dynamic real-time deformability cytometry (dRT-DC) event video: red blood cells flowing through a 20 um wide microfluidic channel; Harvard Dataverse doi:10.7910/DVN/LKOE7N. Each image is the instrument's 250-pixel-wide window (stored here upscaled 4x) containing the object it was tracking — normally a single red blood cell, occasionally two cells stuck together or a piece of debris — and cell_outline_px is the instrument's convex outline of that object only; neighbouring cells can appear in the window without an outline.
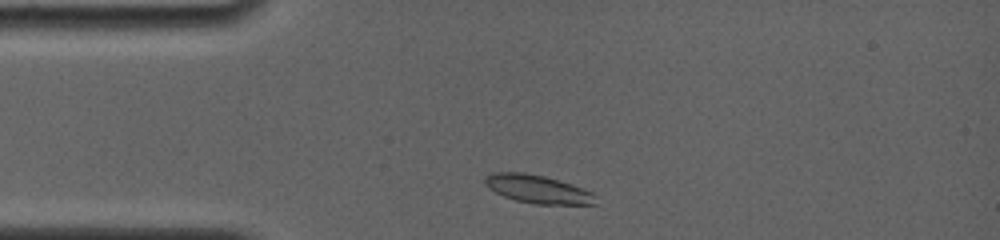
{"species": "common noctule bat (a hibernating species)", "species_latin": "Nyctalus noctula", "temperature_condition": "room temperature", "stored_images_in_passage": 2, "camera_frame_rate_fps": 4000, "um_per_image_px": 0.085, "animal": {"sex": "female", "body_mass_g": 19.0, "forearm_length_mm": 56.7}, "frame": {"image": 1, "passage_image": 1, "time_ms": 0.0, "image_size_px": [1000, 240], "cell_outline_px": [[596, 204], [536, 204], [516, 200], [504, 196], [488, 188], [484, 184], [484, 180], [492, 172], [524, 172], [544, 176], [560, 180], [584, 188], [592, 192], [596, 196]], "centroid_in_image_um": [45.72, 16.07], "position_along_channel_um": 39.3, "area_um2": 18.21}}